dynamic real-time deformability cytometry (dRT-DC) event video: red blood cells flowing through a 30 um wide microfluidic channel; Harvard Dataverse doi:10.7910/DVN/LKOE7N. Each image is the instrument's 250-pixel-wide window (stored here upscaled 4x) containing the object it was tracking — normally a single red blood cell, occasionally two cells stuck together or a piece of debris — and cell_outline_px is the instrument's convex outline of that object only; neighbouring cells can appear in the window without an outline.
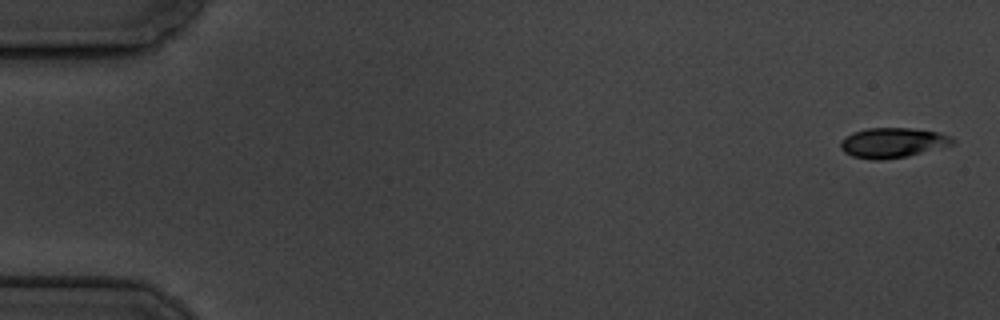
{"species": "common noctule bat (a hibernating species)", "species_latin": "Nyctalus noctula", "temperature_condition": "cold", "stored_images_in_passage": 6, "camera_frame_rate_fps": 3000, "um_per_image_px": 0.085, "animal": {"sex": "male", "body_mass_g": 19.5, "forearm_length_mm": 54.6}, "frame": {"image": 1, "passage_image": 1, "time_ms": 0.0, "image_size_px": [1000, 320], "cell_outline_px": [[956, 140], [952, 144], [908, 156], [880, 160], [872, 160], [852, 156], [844, 152], [840, 148], [840, 140], [844, 136], [852, 132], [868, 128], [912, 128], [940, 132], [952, 136]], "centroid_in_image_um": [75.85, 12.12], "position_along_channel_um": 9.2, "area_um2": 19.71}}
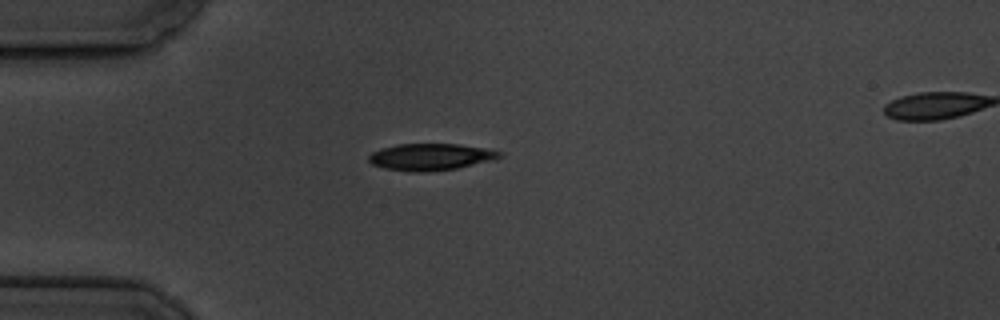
{"frame": {"image": 2, "passage_image": 5, "time_ms": 4.667, "image_size_px": [1000, 320], "cell_outline_px": [[500, 156], [492, 160], [456, 168], [424, 172], [408, 172], [384, 168], [372, 164], [368, 160], [368, 156], [372, 152], [380, 148], [396, 144], [460, 144], [488, 148], [500, 152]], "centroid_in_image_um": [36.55, 13.33], "position_along_channel_um": 48.5, "area_um2": 20.4}}